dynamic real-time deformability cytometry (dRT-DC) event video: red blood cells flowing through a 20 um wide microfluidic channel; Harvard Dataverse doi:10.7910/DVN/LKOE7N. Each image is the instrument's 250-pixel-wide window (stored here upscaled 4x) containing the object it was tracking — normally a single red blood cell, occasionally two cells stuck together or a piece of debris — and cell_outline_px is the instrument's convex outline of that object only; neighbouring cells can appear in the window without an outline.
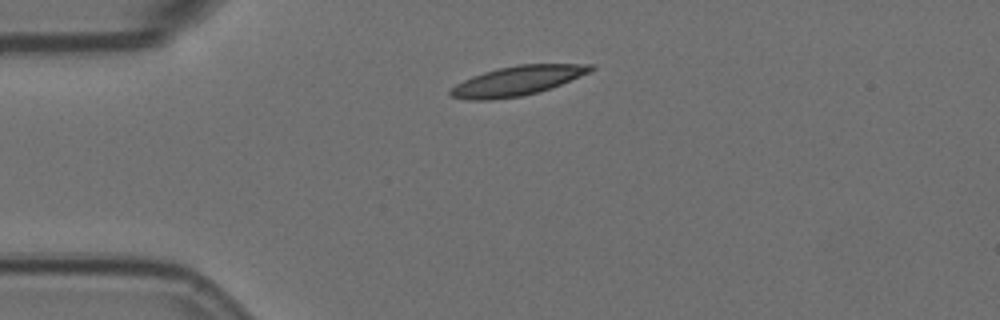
{"species": "Egyptian fruit bat (a non-hibernating species)", "species_latin": "Rousettus aegyptiacus", "temperature_condition": "room temperature", "stored_images_in_passage": 2, "camera_frame_rate_fps": 3000, "um_per_image_px": 0.085, "animal": {"sex": "female"}, "frame": {"image": 1, "passage_image": 1, "time_ms": 0.0, "image_size_px": [1000, 320], "cell_outline_px": [[596, 68], [592, 72], [540, 92], [520, 96], [492, 100], [468, 100], [452, 96], [448, 92], [456, 84], [472, 76], [484, 72], [516, 64], [596, 64]], "centroid_in_image_um": [44.02, 6.86], "position_along_channel_um": 41.0, "area_um2": 24.16}}